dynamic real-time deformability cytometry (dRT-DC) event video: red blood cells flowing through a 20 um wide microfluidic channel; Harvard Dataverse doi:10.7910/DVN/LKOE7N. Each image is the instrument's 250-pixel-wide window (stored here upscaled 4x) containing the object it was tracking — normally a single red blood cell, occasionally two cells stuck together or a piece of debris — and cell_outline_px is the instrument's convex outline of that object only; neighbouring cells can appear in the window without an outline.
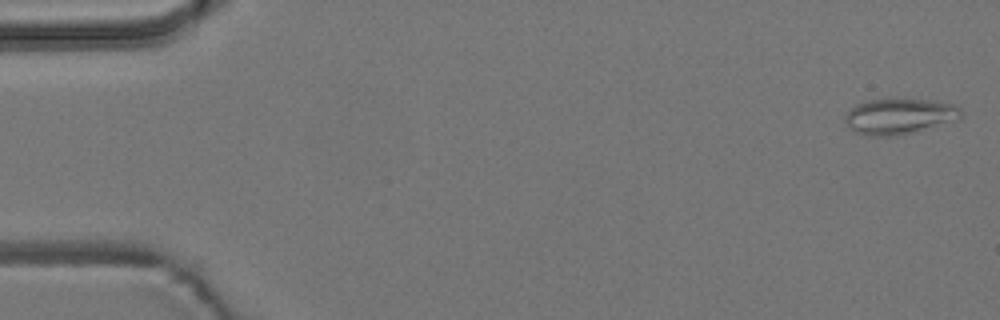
{"species": "common noctule bat (a hibernating species)", "species_latin": "Nyctalus noctula", "temperature_condition": "room temperature", "stored_images_in_passage": 7, "camera_frame_rate_fps": 3000, "um_per_image_px": 0.085, "animal": {"sex": "male", "body_mass_g": 19.2, "forearm_length_mm": 51.8}, "frame": {"image": 1, "passage_image": 1, "time_ms": 0.0, "image_size_px": [1000, 320], "cell_outline_px": [[964, 116], [960, 120], [892, 136], [872, 136], [852, 132], [844, 120], [844, 116], [856, 104], [868, 100], [884, 96], [928, 100], [956, 104], [960, 108]], "centroid_in_image_um": [76.44, 9.84], "position_along_channel_um": 8.6, "area_um2": 24.8}}
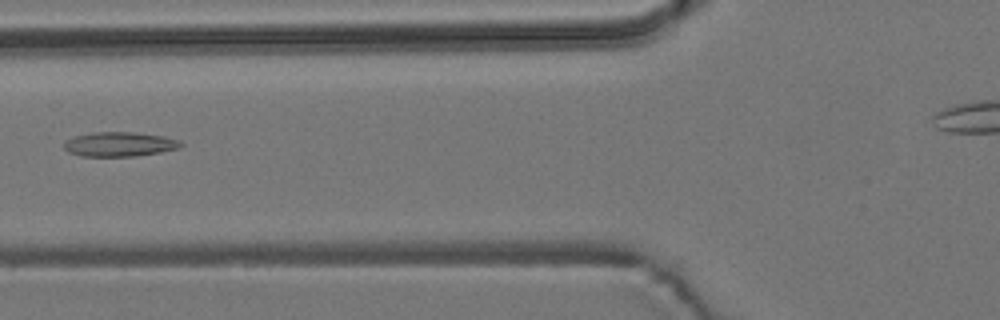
{"frame": {"image": 2, "passage_image": 6, "time_ms": 1.667, "image_size_px": [1000, 320], "cell_outline_px": [[184, 144], [180, 148], [160, 152], [136, 156], [80, 156], [68, 152], [64, 148], [64, 140], [76, 136], [92, 132], [136, 132], [164, 136], [180, 140]], "centroid_in_image_um": [10.17, 12.25], "position_along_channel_um": 115.6, "area_um2": 16.82}}
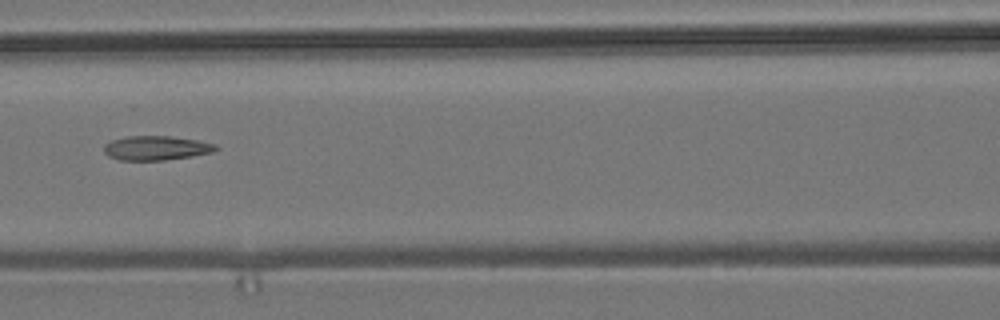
{"frame": {"image": 3, "passage_image": 7, "time_ms": 2.0, "image_size_px": [1000, 320], "cell_outline_px": [[220, 148], [212, 152], [192, 156], [164, 160], [120, 160], [108, 156], [104, 152], [104, 144], [112, 140], [128, 136], [172, 136], [196, 140], [216, 144]], "centroid_in_image_um": [13.28, 12.58], "position_along_channel_um": 153.3, "area_um2": 15.84}}